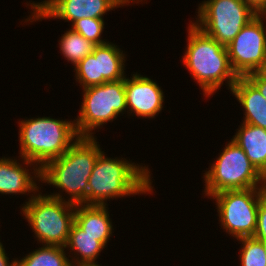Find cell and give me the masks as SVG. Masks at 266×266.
Returning a JSON list of instances; mask_svg holds the SVG:
<instances>
[{
    "label": "cell",
    "mask_w": 266,
    "mask_h": 266,
    "mask_svg": "<svg viewBox=\"0 0 266 266\" xmlns=\"http://www.w3.org/2000/svg\"><path fill=\"white\" fill-rule=\"evenodd\" d=\"M208 169L203 176L206 196L211 197L225 190L265 188V179L261 173L232 140Z\"/></svg>",
    "instance_id": "obj_6"
},
{
    "label": "cell",
    "mask_w": 266,
    "mask_h": 266,
    "mask_svg": "<svg viewBox=\"0 0 266 266\" xmlns=\"http://www.w3.org/2000/svg\"><path fill=\"white\" fill-rule=\"evenodd\" d=\"M23 164L9 158H0V193L1 194H28L39 189L37 180L40 182V172H29L22 167ZM34 176H32L31 174ZM37 178V179H36ZM36 179V180H35ZM36 181V182H35Z\"/></svg>",
    "instance_id": "obj_13"
},
{
    "label": "cell",
    "mask_w": 266,
    "mask_h": 266,
    "mask_svg": "<svg viewBox=\"0 0 266 266\" xmlns=\"http://www.w3.org/2000/svg\"><path fill=\"white\" fill-rule=\"evenodd\" d=\"M65 249L63 246L43 245L21 260H16V263L17 266H73Z\"/></svg>",
    "instance_id": "obj_19"
},
{
    "label": "cell",
    "mask_w": 266,
    "mask_h": 266,
    "mask_svg": "<svg viewBox=\"0 0 266 266\" xmlns=\"http://www.w3.org/2000/svg\"><path fill=\"white\" fill-rule=\"evenodd\" d=\"M76 81L82 88L99 85V67L98 58L94 54H89L86 58L81 60L75 67Z\"/></svg>",
    "instance_id": "obj_22"
},
{
    "label": "cell",
    "mask_w": 266,
    "mask_h": 266,
    "mask_svg": "<svg viewBox=\"0 0 266 266\" xmlns=\"http://www.w3.org/2000/svg\"><path fill=\"white\" fill-rule=\"evenodd\" d=\"M127 113L142 118H155L163 109L164 92L157 82L137 72L125 77ZM130 111V112H129Z\"/></svg>",
    "instance_id": "obj_12"
},
{
    "label": "cell",
    "mask_w": 266,
    "mask_h": 266,
    "mask_svg": "<svg viewBox=\"0 0 266 266\" xmlns=\"http://www.w3.org/2000/svg\"><path fill=\"white\" fill-rule=\"evenodd\" d=\"M148 166L125 158H108L102 151L88 179L87 205H107V200L153 191Z\"/></svg>",
    "instance_id": "obj_2"
},
{
    "label": "cell",
    "mask_w": 266,
    "mask_h": 266,
    "mask_svg": "<svg viewBox=\"0 0 266 266\" xmlns=\"http://www.w3.org/2000/svg\"><path fill=\"white\" fill-rule=\"evenodd\" d=\"M18 126L21 161L34 172L62 156L79 138L75 121L38 117L21 120Z\"/></svg>",
    "instance_id": "obj_4"
},
{
    "label": "cell",
    "mask_w": 266,
    "mask_h": 266,
    "mask_svg": "<svg viewBox=\"0 0 266 266\" xmlns=\"http://www.w3.org/2000/svg\"><path fill=\"white\" fill-rule=\"evenodd\" d=\"M266 14H258L226 46L229 61L238 77L257 72L266 59Z\"/></svg>",
    "instance_id": "obj_10"
},
{
    "label": "cell",
    "mask_w": 266,
    "mask_h": 266,
    "mask_svg": "<svg viewBox=\"0 0 266 266\" xmlns=\"http://www.w3.org/2000/svg\"><path fill=\"white\" fill-rule=\"evenodd\" d=\"M253 237L261 241L266 240V195L259 203L256 232Z\"/></svg>",
    "instance_id": "obj_24"
},
{
    "label": "cell",
    "mask_w": 266,
    "mask_h": 266,
    "mask_svg": "<svg viewBox=\"0 0 266 266\" xmlns=\"http://www.w3.org/2000/svg\"><path fill=\"white\" fill-rule=\"evenodd\" d=\"M96 139L79 137L62 156L47 162L40 169L41 182L69 194L67 202L87 205L88 179L102 152Z\"/></svg>",
    "instance_id": "obj_1"
},
{
    "label": "cell",
    "mask_w": 266,
    "mask_h": 266,
    "mask_svg": "<svg viewBox=\"0 0 266 266\" xmlns=\"http://www.w3.org/2000/svg\"><path fill=\"white\" fill-rule=\"evenodd\" d=\"M139 3L143 0H44L31 3L32 15L25 22L41 19L58 18L76 22L82 18L103 19L106 12L129 3Z\"/></svg>",
    "instance_id": "obj_11"
},
{
    "label": "cell",
    "mask_w": 266,
    "mask_h": 266,
    "mask_svg": "<svg viewBox=\"0 0 266 266\" xmlns=\"http://www.w3.org/2000/svg\"><path fill=\"white\" fill-rule=\"evenodd\" d=\"M266 99V78L262 77L258 72H253L245 76Z\"/></svg>",
    "instance_id": "obj_25"
},
{
    "label": "cell",
    "mask_w": 266,
    "mask_h": 266,
    "mask_svg": "<svg viewBox=\"0 0 266 266\" xmlns=\"http://www.w3.org/2000/svg\"><path fill=\"white\" fill-rule=\"evenodd\" d=\"M237 240L242 243L241 266H266V254L261 240L254 237H243Z\"/></svg>",
    "instance_id": "obj_21"
},
{
    "label": "cell",
    "mask_w": 266,
    "mask_h": 266,
    "mask_svg": "<svg viewBox=\"0 0 266 266\" xmlns=\"http://www.w3.org/2000/svg\"><path fill=\"white\" fill-rule=\"evenodd\" d=\"M92 53L98 58L99 85L125 79V54L111 42L95 45Z\"/></svg>",
    "instance_id": "obj_17"
},
{
    "label": "cell",
    "mask_w": 266,
    "mask_h": 266,
    "mask_svg": "<svg viewBox=\"0 0 266 266\" xmlns=\"http://www.w3.org/2000/svg\"><path fill=\"white\" fill-rule=\"evenodd\" d=\"M262 243H263L264 250H265V254H266V240L265 241H262Z\"/></svg>",
    "instance_id": "obj_29"
},
{
    "label": "cell",
    "mask_w": 266,
    "mask_h": 266,
    "mask_svg": "<svg viewBox=\"0 0 266 266\" xmlns=\"http://www.w3.org/2000/svg\"><path fill=\"white\" fill-rule=\"evenodd\" d=\"M265 195V188H250L221 191L212 195L210 199L216 201L221 227L239 239L254 236L259 203Z\"/></svg>",
    "instance_id": "obj_9"
},
{
    "label": "cell",
    "mask_w": 266,
    "mask_h": 266,
    "mask_svg": "<svg viewBox=\"0 0 266 266\" xmlns=\"http://www.w3.org/2000/svg\"><path fill=\"white\" fill-rule=\"evenodd\" d=\"M65 248H70L71 252L74 251L75 257L71 258L72 265L82 266L98 264L96 259L99 257L100 252L105 249V246L100 241H97V237L86 234L74 222Z\"/></svg>",
    "instance_id": "obj_18"
},
{
    "label": "cell",
    "mask_w": 266,
    "mask_h": 266,
    "mask_svg": "<svg viewBox=\"0 0 266 266\" xmlns=\"http://www.w3.org/2000/svg\"><path fill=\"white\" fill-rule=\"evenodd\" d=\"M104 20L96 18H82L74 22L72 29L82 35L87 40H90L95 45L105 44L109 41H104L101 38V33L104 31Z\"/></svg>",
    "instance_id": "obj_23"
},
{
    "label": "cell",
    "mask_w": 266,
    "mask_h": 266,
    "mask_svg": "<svg viewBox=\"0 0 266 266\" xmlns=\"http://www.w3.org/2000/svg\"><path fill=\"white\" fill-rule=\"evenodd\" d=\"M75 128L79 137H94L95 129L126 112L125 79L83 89V101Z\"/></svg>",
    "instance_id": "obj_7"
},
{
    "label": "cell",
    "mask_w": 266,
    "mask_h": 266,
    "mask_svg": "<svg viewBox=\"0 0 266 266\" xmlns=\"http://www.w3.org/2000/svg\"><path fill=\"white\" fill-rule=\"evenodd\" d=\"M193 22L207 36L223 46L235 38L258 13L243 0H207L198 6Z\"/></svg>",
    "instance_id": "obj_8"
},
{
    "label": "cell",
    "mask_w": 266,
    "mask_h": 266,
    "mask_svg": "<svg viewBox=\"0 0 266 266\" xmlns=\"http://www.w3.org/2000/svg\"><path fill=\"white\" fill-rule=\"evenodd\" d=\"M82 266H101L99 264H88V265H82Z\"/></svg>",
    "instance_id": "obj_30"
},
{
    "label": "cell",
    "mask_w": 266,
    "mask_h": 266,
    "mask_svg": "<svg viewBox=\"0 0 266 266\" xmlns=\"http://www.w3.org/2000/svg\"><path fill=\"white\" fill-rule=\"evenodd\" d=\"M188 26V46L182 62L197 84L203 95L210 97L227 81L228 90L232 89L238 79L233 71L226 46L207 36L190 21Z\"/></svg>",
    "instance_id": "obj_3"
},
{
    "label": "cell",
    "mask_w": 266,
    "mask_h": 266,
    "mask_svg": "<svg viewBox=\"0 0 266 266\" xmlns=\"http://www.w3.org/2000/svg\"><path fill=\"white\" fill-rule=\"evenodd\" d=\"M59 42L61 53L74 67L91 54L95 46L94 43L87 40L73 29H68V31L62 35Z\"/></svg>",
    "instance_id": "obj_20"
},
{
    "label": "cell",
    "mask_w": 266,
    "mask_h": 266,
    "mask_svg": "<svg viewBox=\"0 0 266 266\" xmlns=\"http://www.w3.org/2000/svg\"><path fill=\"white\" fill-rule=\"evenodd\" d=\"M232 137L266 180V129L242 123Z\"/></svg>",
    "instance_id": "obj_16"
},
{
    "label": "cell",
    "mask_w": 266,
    "mask_h": 266,
    "mask_svg": "<svg viewBox=\"0 0 266 266\" xmlns=\"http://www.w3.org/2000/svg\"><path fill=\"white\" fill-rule=\"evenodd\" d=\"M251 6L258 14L266 13V0H243Z\"/></svg>",
    "instance_id": "obj_26"
},
{
    "label": "cell",
    "mask_w": 266,
    "mask_h": 266,
    "mask_svg": "<svg viewBox=\"0 0 266 266\" xmlns=\"http://www.w3.org/2000/svg\"><path fill=\"white\" fill-rule=\"evenodd\" d=\"M106 206L78 204L75 208V223L86 234L97 237L105 247L114 230Z\"/></svg>",
    "instance_id": "obj_15"
},
{
    "label": "cell",
    "mask_w": 266,
    "mask_h": 266,
    "mask_svg": "<svg viewBox=\"0 0 266 266\" xmlns=\"http://www.w3.org/2000/svg\"><path fill=\"white\" fill-rule=\"evenodd\" d=\"M17 259L11 260L10 263L9 258L7 257V254L5 252V248L3 247V244L0 242V266H17L16 263Z\"/></svg>",
    "instance_id": "obj_27"
},
{
    "label": "cell",
    "mask_w": 266,
    "mask_h": 266,
    "mask_svg": "<svg viewBox=\"0 0 266 266\" xmlns=\"http://www.w3.org/2000/svg\"><path fill=\"white\" fill-rule=\"evenodd\" d=\"M262 77L266 78V59L263 62L262 66L260 69L257 71Z\"/></svg>",
    "instance_id": "obj_28"
},
{
    "label": "cell",
    "mask_w": 266,
    "mask_h": 266,
    "mask_svg": "<svg viewBox=\"0 0 266 266\" xmlns=\"http://www.w3.org/2000/svg\"><path fill=\"white\" fill-rule=\"evenodd\" d=\"M231 93L244 108L242 123L266 129V99L258 89L246 77H238Z\"/></svg>",
    "instance_id": "obj_14"
},
{
    "label": "cell",
    "mask_w": 266,
    "mask_h": 266,
    "mask_svg": "<svg viewBox=\"0 0 266 266\" xmlns=\"http://www.w3.org/2000/svg\"><path fill=\"white\" fill-rule=\"evenodd\" d=\"M40 193L30 195L20 210L37 241L42 245L65 247L75 222L76 205L67 202L62 193Z\"/></svg>",
    "instance_id": "obj_5"
}]
</instances>
